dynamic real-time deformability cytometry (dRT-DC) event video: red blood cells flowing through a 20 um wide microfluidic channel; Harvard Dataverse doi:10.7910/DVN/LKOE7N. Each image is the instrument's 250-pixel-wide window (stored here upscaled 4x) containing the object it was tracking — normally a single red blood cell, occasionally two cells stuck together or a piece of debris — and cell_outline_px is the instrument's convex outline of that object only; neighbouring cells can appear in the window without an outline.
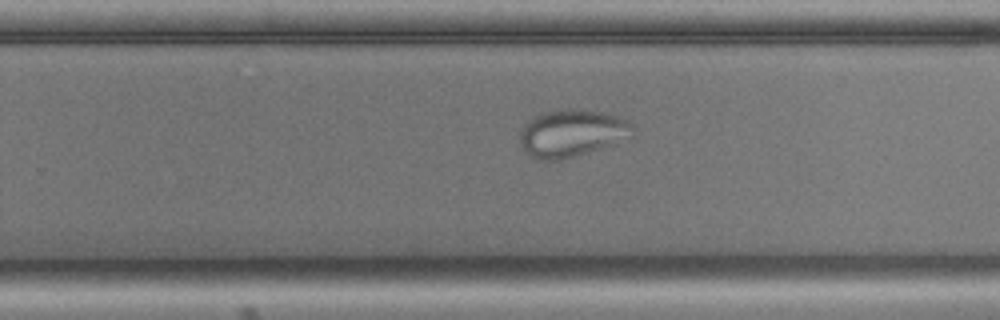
{"species": "common noctule bat (a hibernating species)", "species_latin": "Nyctalus noctula", "temperature_condition": "cold", "stored_images_in_passage": 48, "camera_frame_rate_fps": 3000, "um_per_image_px": 0.085, "animal": {"sex": "male", "body_mass_g": 17.9, "forearm_length_mm": 54.2}, "frame": {"image": 1, "passage_image": 27, "time_ms": 8.667, "image_size_px": [1000, 320], "cell_outline_px": [[632, 136], [612, 144], [588, 152], [560, 160], [540, 160], [528, 156], [520, 144], [520, 132], [524, 124], [528, 120], [540, 112], [568, 108], [580, 108], [604, 112], [628, 120], [632, 124]], "centroid_in_image_um": [48.56, 11.3], "position_along_channel_um": 281.2, "area_um2": 31.33}}
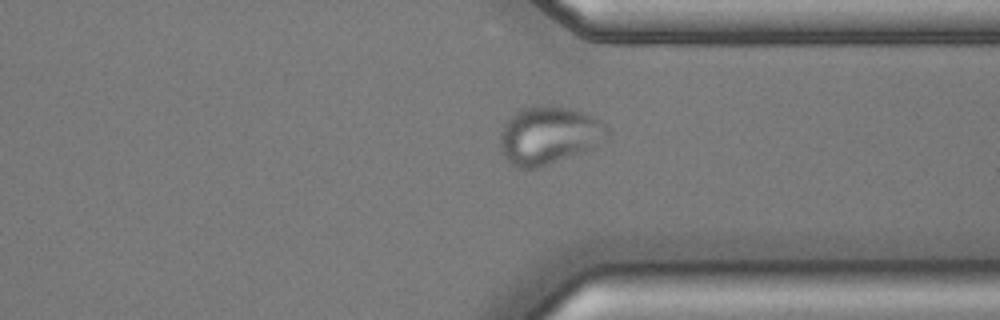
{"frame": {"image": 2, "passage_image": 34, "time_ms": 11.0, "image_size_px": [1000, 320], "cell_outline_px": [[612, 132], [608, 136], [584, 152], [536, 168], [516, 168], [504, 156], [500, 148], [500, 132], [504, 124], [520, 108], [536, 104], [544, 104], [568, 108], [584, 112], [600, 120]], "centroid_in_image_um": [46.64, 11.48], "position_along_channel_um": 364.8, "area_um2": 36.24}}
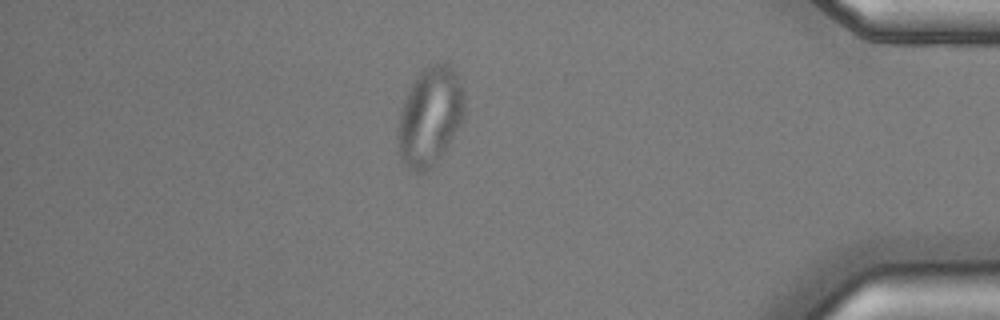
{"frame": {"image": 3, "passage_image": 40, "time_ms": 13.0, "image_size_px": [1000, 320], "cell_outline_px": [[464, 116], [460, 124], [440, 156], [424, 172], [416, 172], [408, 168], [400, 160], [396, 136], [400, 108], [412, 84], [420, 72], [424, 68], [436, 64], [448, 64], [452, 68], [460, 80], [464, 96]], "centroid_in_image_um": [36.51, 9.91], "position_along_channel_um": 398.7, "area_um2": 37.8}}